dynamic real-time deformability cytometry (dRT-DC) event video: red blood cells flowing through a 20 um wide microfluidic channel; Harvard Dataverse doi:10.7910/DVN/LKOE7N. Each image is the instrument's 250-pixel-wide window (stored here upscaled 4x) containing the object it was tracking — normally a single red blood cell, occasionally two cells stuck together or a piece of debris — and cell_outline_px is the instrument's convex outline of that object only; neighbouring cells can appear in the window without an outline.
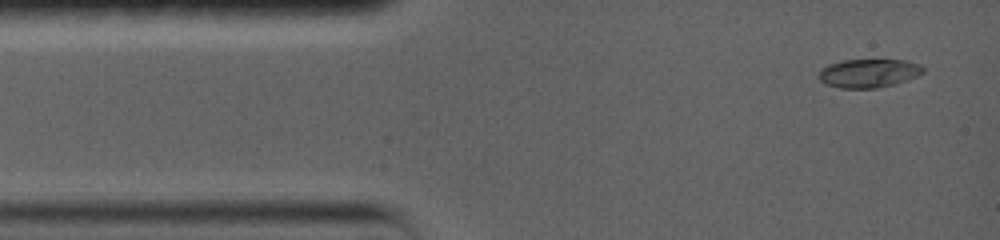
{"species": "common noctule bat (a hibernating species)", "species_latin": "Nyctalus noctula", "temperature_condition": "warm", "stored_images_in_passage": 37, "camera_frame_rate_fps": 5000, "um_per_image_px": 0.085, "animal": {"sex": "female", "body_mass_g": 19.0, "forearm_length_mm": 56.7}, "frame": {"image": 1, "passage_image": 1, "time_ms": 0.0, "image_size_px": [1000, 240], "cell_outline_px": [[924, 72], [916, 76], [896, 84], [876, 88], [840, 88], [824, 84], [820, 80], [820, 72], [828, 64], [844, 60], [908, 60], [920, 64], [924, 68]], "centroid_in_image_um": [73.87, 6.22], "position_along_channel_um": 11.1, "area_um2": 17.34}}
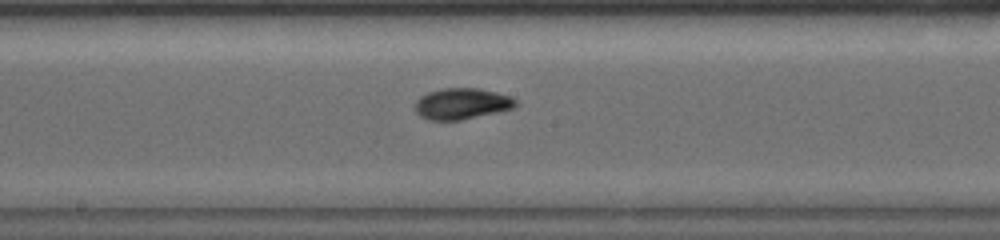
{"frame": {"image": 2, "passage_image": 16, "time_ms": 7.0, "image_size_px": [1000, 240], "cell_outline_px": [[520, 104], [512, 108], [500, 112], [460, 120], [428, 120], [420, 116], [416, 112], [416, 100], [420, 96], [428, 92], [440, 88], [480, 88], [512, 96]], "centroid_in_image_um": [39.28, 8.81], "position_along_channel_um": 208.9, "area_um2": 18.5}}
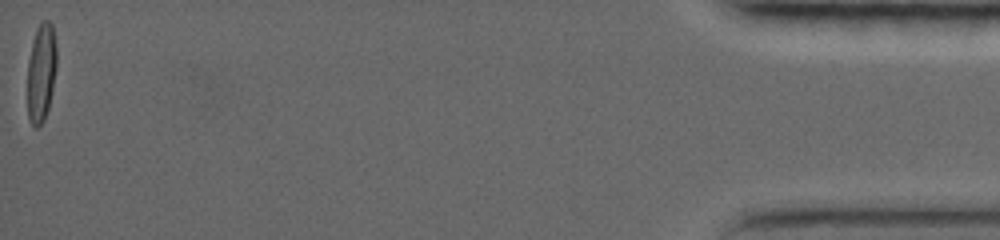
{"frame": {"image": 3, "passage_image": 37, "time_ms": 16.8, "image_size_px": [1000, 240], "cell_outline_px": [[56, 68], [48, 108], [44, 120], [36, 128], [28, 120], [28, 60], [32, 40], [36, 28], [44, 20], [48, 20], [52, 24], [56, 48]], "centroid_in_image_um": [3.49, 6.14], "position_along_channel_um": 431.7, "area_um2": 16.65}, "authors_computed_cell_mechanics": {"area_um2": 17.2822, "velocity_mm_per_s": 3.7039, "shape_relaxation_time_tau1_ms": 4.9079, "shape_relaxation_time_tau2_ms": null, "deformation_change_tau1": 0.2308, "deformation_change_tau2": null}}